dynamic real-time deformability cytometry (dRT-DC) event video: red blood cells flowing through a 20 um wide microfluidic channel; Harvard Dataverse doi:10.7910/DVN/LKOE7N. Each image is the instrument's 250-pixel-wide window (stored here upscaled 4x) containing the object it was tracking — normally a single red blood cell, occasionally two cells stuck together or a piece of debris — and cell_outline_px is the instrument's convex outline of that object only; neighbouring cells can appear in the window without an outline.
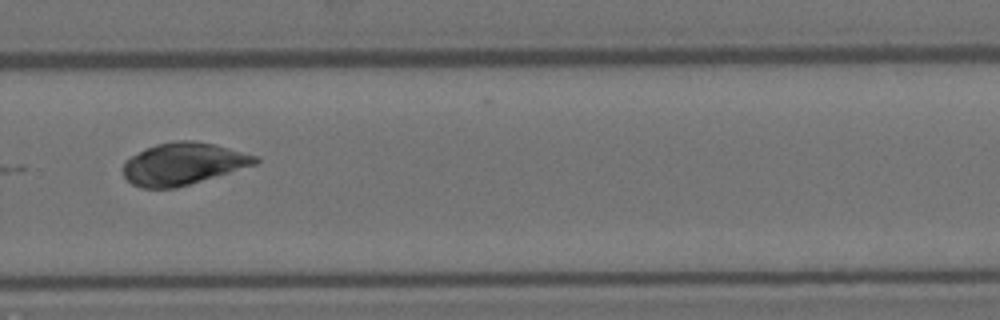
{"species": "Egyptian fruit bat (a non-hibernating species)", "species_latin": "Rousettus aegyptiacus", "temperature_condition": "room temperature", "stored_images_in_passage": 15, "camera_frame_rate_fps": 3000, "um_per_image_px": 0.085, "animal": {"sex": "female"}, "frame": {"image": 1, "passage_image": 10, "time_ms": 3.0, "image_size_px": [1000, 320], "cell_outline_px": [[260, 160], [256, 164], [176, 188], [140, 188], [132, 184], [124, 176], [124, 160], [156, 144], [176, 140], [192, 140], [216, 144], [256, 156]], "centroid_in_image_um": [15.56, 13.92], "position_along_channel_um": 314.2, "area_um2": 32.08}}